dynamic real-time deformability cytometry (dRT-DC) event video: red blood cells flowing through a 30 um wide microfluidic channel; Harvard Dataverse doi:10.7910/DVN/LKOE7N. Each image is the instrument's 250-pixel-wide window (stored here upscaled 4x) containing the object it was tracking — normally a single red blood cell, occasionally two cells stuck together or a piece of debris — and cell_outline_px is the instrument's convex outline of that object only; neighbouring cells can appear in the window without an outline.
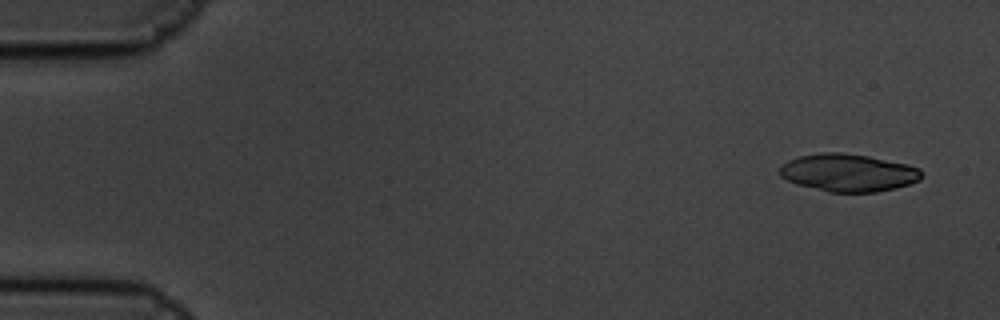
{"species": "common noctule bat (a hibernating species)", "species_latin": "Nyctalus noctula", "temperature_condition": "cold", "stored_images_in_passage": 5, "segment_of_instrument_passage": [1, 2], "camera_frame_rate_fps": 3000, "um_per_image_px": 0.085, "animal": {"sex": "male", "body_mass_g": 19.5, "forearm_length_mm": 54.6}, "frame": {"image": 1, "passage_image": 1, "time_ms": 0.0, "image_size_px": [1000, 320], "cell_outline_px": [[924, 172], [920, 180], [896, 188], [876, 192], [828, 192], [800, 184], [788, 180], [780, 176], [780, 168], [788, 160], [800, 156], [820, 152], [840, 152], [868, 156], [908, 164], [920, 168]], "centroid_in_image_um": [72.15, 14.67], "position_along_channel_um": 12.8, "area_um2": 31.04}}